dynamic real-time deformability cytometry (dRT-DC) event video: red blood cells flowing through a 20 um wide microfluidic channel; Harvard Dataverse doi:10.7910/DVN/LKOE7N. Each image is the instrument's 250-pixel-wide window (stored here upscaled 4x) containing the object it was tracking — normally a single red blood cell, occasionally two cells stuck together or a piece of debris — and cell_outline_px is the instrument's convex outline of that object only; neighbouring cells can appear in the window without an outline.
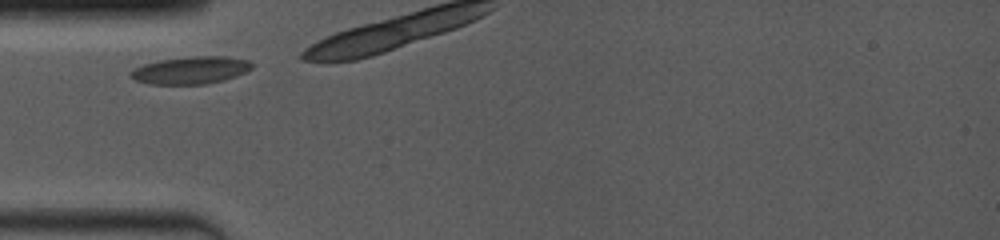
{"species": "common noctule bat (a hibernating species)", "species_latin": "Nyctalus noctula", "temperature_condition": "room temperature", "stored_images_in_passage": 5, "camera_frame_rate_fps": 4000, "um_per_image_px": 0.085, "animal": {"sex": "female", "body_mass_g": 19.0, "forearm_length_mm": 53.3}, "frame": {"image": 1, "passage_image": 1, "time_ms": 0.0, "image_size_px": [1000, 240], "cell_outline_px": [[252, 68], [236, 76], [224, 80], [204, 84], [148, 84], [136, 80], [128, 76], [128, 72], [132, 68], [144, 64], [160, 60], [188, 56], [224, 56], [248, 60], [252, 64]], "centroid_in_image_um": [16.15, 5.96], "position_along_channel_um": 68.8, "area_um2": 19.48}}